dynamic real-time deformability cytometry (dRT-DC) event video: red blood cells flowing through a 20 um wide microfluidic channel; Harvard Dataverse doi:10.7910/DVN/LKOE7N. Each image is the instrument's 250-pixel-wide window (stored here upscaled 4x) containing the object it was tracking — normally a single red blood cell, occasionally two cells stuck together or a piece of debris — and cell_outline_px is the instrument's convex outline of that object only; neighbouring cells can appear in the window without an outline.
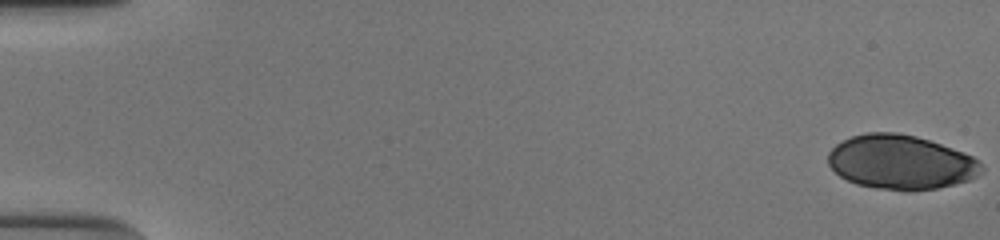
{"species": "human", "species_latin": "Homo sapiens", "temperature_condition": "cold", "stored_images_in_passage": 53, "segment_of_instrument_passage": [1, 2], "camera_frame_rate_fps": 3000, "um_per_image_px": 0.085, "donor": {"sex": "male"}, "frame": {"image": 1, "passage_image": 1, "time_ms": 0.0, "image_size_px": [1000, 240], "cell_outline_px": [[984, 172], [968, 180], [936, 188], [904, 192], [876, 188], [856, 184], [840, 176], [828, 164], [828, 152], [836, 144], [852, 136], [868, 132], [896, 132], [916, 136], [964, 152], [980, 160], [984, 168]], "centroid_in_image_um": [76.58, 13.79], "position_along_channel_um": 8.4, "area_um2": 48.67}}
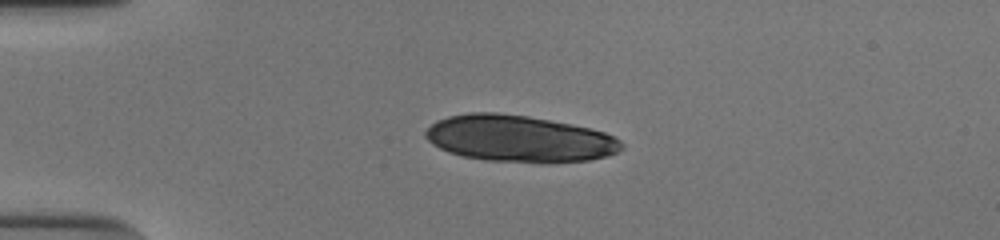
{"frame": {"image": 2, "passage_image": 14, "time_ms": 4.333, "image_size_px": [1000, 240], "cell_outline_px": [[624, 148], [608, 156], [588, 160], [548, 164], [540, 164], [484, 160], [460, 156], [448, 152], [432, 144], [424, 136], [424, 132], [436, 120], [448, 116], [468, 112], [496, 112], [528, 116], [572, 124], [604, 132], [620, 140], [624, 144]], "centroid_in_image_um": [44.12, 11.8], "position_along_channel_um": 40.9, "area_um2": 53.99}}